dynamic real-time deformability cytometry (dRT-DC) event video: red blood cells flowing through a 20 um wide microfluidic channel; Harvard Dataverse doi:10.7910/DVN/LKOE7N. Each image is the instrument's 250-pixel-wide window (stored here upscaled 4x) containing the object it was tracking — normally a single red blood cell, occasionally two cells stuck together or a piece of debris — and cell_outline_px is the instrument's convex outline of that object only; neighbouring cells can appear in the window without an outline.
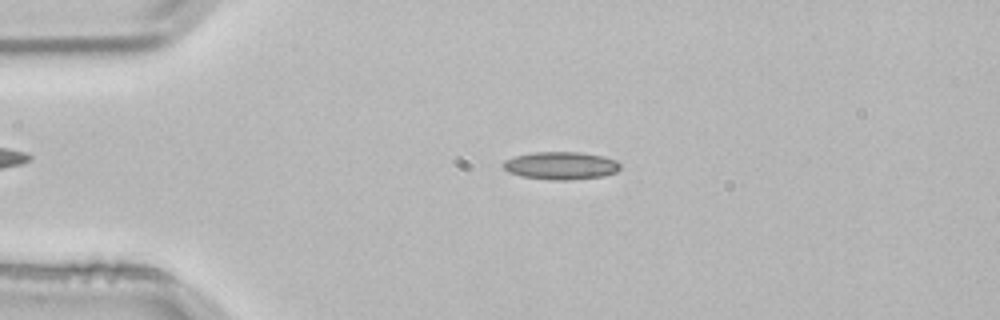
{"species": "common noctule bat (a hibernating species)", "species_latin": "Nyctalus noctula", "temperature_condition": "room temperature", "stored_images_in_passage": 3, "camera_frame_rate_fps": 3000, "um_per_image_px": 0.085, "animal": {"sex": "male", "body_mass_g": 21.5, "forearm_length_mm": 52.0}, "frame": {"image": 1, "passage_image": 2, "time_ms": 0.333, "image_size_px": [1000, 320], "cell_outline_px": [[620, 168], [616, 172], [604, 176], [568, 180], [552, 180], [520, 176], [508, 172], [500, 164], [504, 160], [516, 156], [532, 152], [580, 152], [604, 156], [616, 160], [620, 164]], "centroid_in_image_um": [47.66, 14.07], "position_along_channel_um": 37.3, "area_um2": 19.07}}
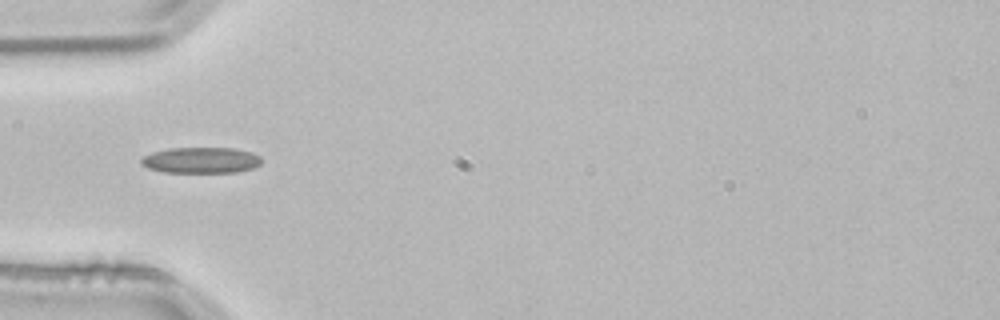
{"frame": {"image": 2, "passage_image": 3, "time_ms": 0.667, "image_size_px": [1000, 320], "cell_outline_px": [[260, 164], [252, 168], [236, 172], [164, 172], [148, 168], [140, 164], [140, 160], [144, 156], [152, 152], [168, 148], [232, 148], [252, 152], [260, 156]], "centroid_in_image_um": [17.06, 13.61], "position_along_channel_um": 67.9, "area_um2": 18.15}}